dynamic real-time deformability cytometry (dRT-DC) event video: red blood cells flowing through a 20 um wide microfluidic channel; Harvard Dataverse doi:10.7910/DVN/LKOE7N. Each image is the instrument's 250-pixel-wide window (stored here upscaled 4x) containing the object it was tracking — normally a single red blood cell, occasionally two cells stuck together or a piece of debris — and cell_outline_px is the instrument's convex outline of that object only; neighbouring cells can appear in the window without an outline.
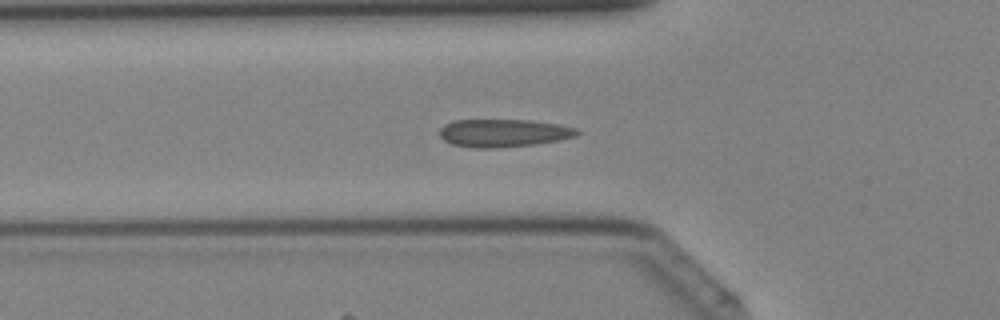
{"species": "Egyptian fruit bat (a non-hibernating species)", "species_latin": "Rousettus aegyptiacus", "temperature_condition": "cold", "stored_images_in_passage": 37, "camera_frame_rate_fps": 3000, "um_per_image_px": 0.085, "animal": {"sex": "female"}, "frame": {"image": 1, "passage_image": 13, "time_ms": 4.0, "image_size_px": [1000, 320], "cell_outline_px": [[580, 132], [576, 136], [560, 140], [536, 144], [492, 148], [476, 148], [452, 144], [444, 140], [440, 136], [440, 128], [444, 124], [452, 120], [528, 120], [556, 124], [576, 128]], "centroid_in_image_um": [42.78, 11.3], "position_along_channel_um": 83.0, "area_um2": 22.25}}
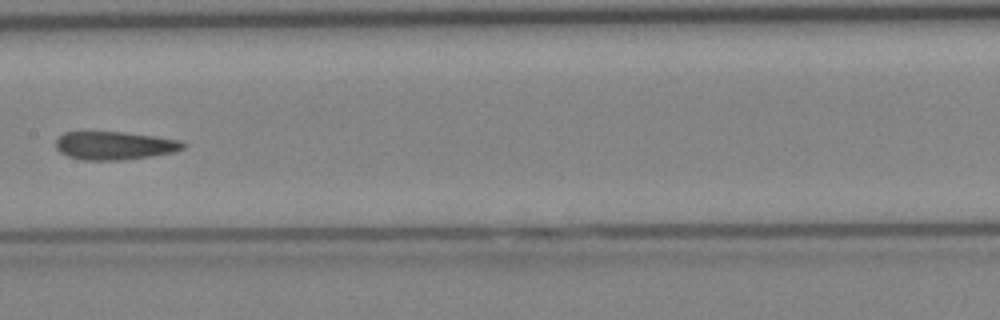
{"frame": {"image": 2, "passage_image": 20, "time_ms": 6.333, "image_size_px": [1000, 320], "cell_outline_px": [[184, 148], [176, 152], [152, 156], [124, 160], [80, 160], [68, 156], [60, 152], [56, 148], [56, 140], [64, 132], [124, 132], [180, 140], [184, 144]], "centroid_in_image_um": [9.73, 12.38], "position_along_channel_um": 197.7, "area_um2": 20.92}}
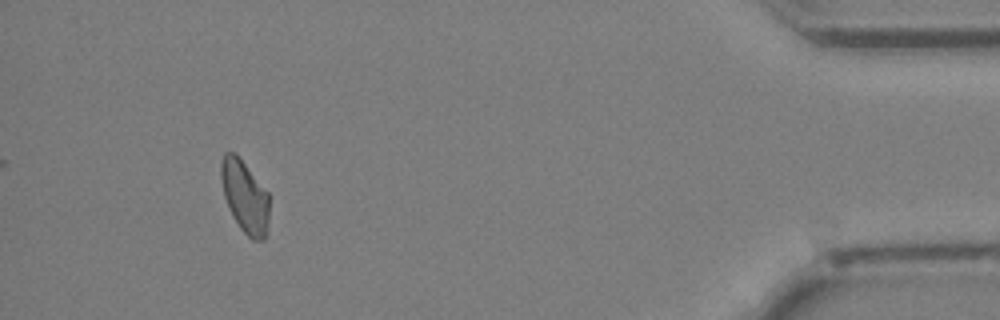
{"frame": {"image": 3, "passage_image": 37, "time_ms": 12.0, "image_size_px": [1000, 320], "cell_outline_px": [[268, 220], [264, 240], [252, 240], [240, 228], [232, 216], [228, 208], [224, 196], [220, 176], [220, 160], [224, 152], [236, 152], [268, 192]], "centroid_in_image_um": [20.78, 16.67], "position_along_channel_um": 414.4, "area_um2": 20.46}}